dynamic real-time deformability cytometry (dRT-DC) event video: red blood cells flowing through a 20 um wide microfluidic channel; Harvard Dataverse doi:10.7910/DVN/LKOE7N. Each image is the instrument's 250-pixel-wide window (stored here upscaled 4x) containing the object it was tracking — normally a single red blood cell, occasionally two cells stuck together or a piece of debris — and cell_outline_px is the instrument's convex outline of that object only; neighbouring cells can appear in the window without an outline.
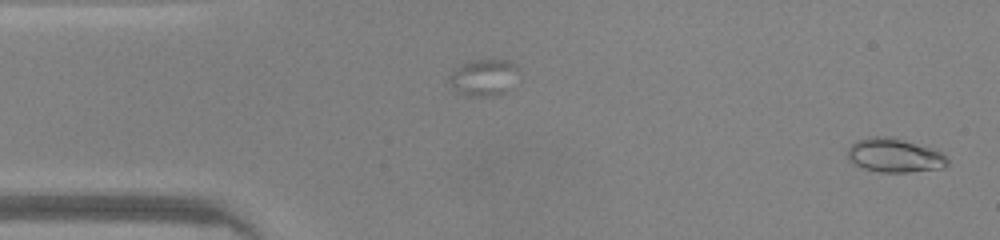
{"species": "common noctule bat (a hibernating species)", "species_latin": "Nyctalus noctula", "temperature_condition": "warm", "stored_images_in_passage": 46, "camera_frame_rate_fps": 3000, "um_per_image_px": 0.085, "animal": {"sex": "male", "body_mass_g": 20.0, "forearm_length_mm": 53.3}, "frame": {"image": 1, "passage_image": 1, "time_ms": 0.0, "image_size_px": [1000, 240], "cell_outline_px": [[948, 164], [944, 168], [908, 172], [880, 172], [864, 168], [848, 160], [848, 148], [856, 140], [872, 136], [888, 136], [904, 140], [932, 148], [940, 152], [948, 160]], "centroid_in_image_um": [76.03, 13.2], "position_along_channel_um": 9.0, "area_um2": 19.65}}
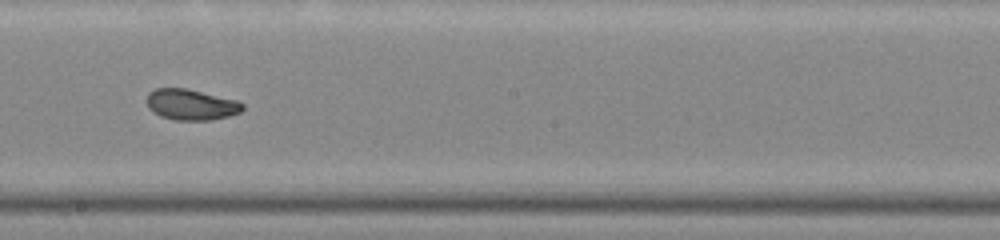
{"frame": {"image": 2, "passage_image": 25, "time_ms": 8.0, "image_size_px": [1000, 240], "cell_outline_px": [[244, 108], [240, 112], [228, 116], [212, 120], [176, 120], [160, 116], [152, 112], [148, 108], [148, 92], [156, 88], [184, 88], [236, 100], [244, 104]], "centroid_in_image_um": [16.23, 8.9], "position_along_channel_um": 232.0, "area_um2": 17.11}}
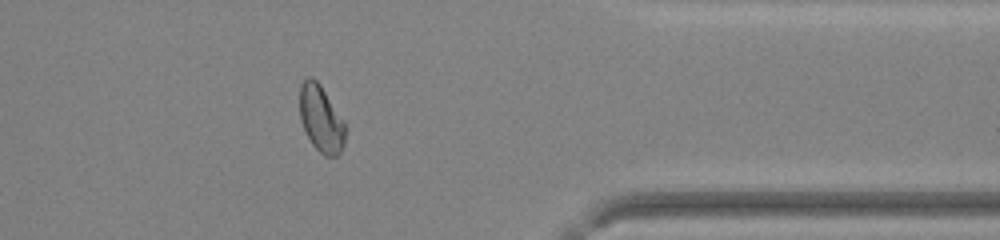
{"frame": {"image": 3, "passage_image": 37, "time_ms": 12.0, "image_size_px": [1000, 240], "cell_outline_px": [[348, 128], [344, 144], [340, 152], [336, 156], [324, 156], [312, 144], [300, 120], [300, 84], [308, 76], [312, 76], [320, 84], [344, 120]], "centroid_in_image_um": [27.32, 10.09], "position_along_channel_um": 384.1, "area_um2": 17.92}, "authors_computed_cell_mechanics": {"area_um2": 18.0914, "velocity_mm_per_s": 4.2577, "shape_relaxation_time_tau1_ms": 5.1384, "shape_relaxation_time_tau2_ms": 1.0024, "deformation_change_tau1": 0.151, "deformation_change_tau2": 0.0481}}